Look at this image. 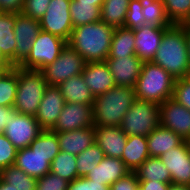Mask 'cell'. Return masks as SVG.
<instances>
[{
  "label": "cell",
  "mask_w": 190,
  "mask_h": 190,
  "mask_svg": "<svg viewBox=\"0 0 190 190\" xmlns=\"http://www.w3.org/2000/svg\"><path fill=\"white\" fill-rule=\"evenodd\" d=\"M129 172L131 171L120 158L105 156L85 177L89 180L111 186Z\"/></svg>",
  "instance_id": "cell-20"
},
{
  "label": "cell",
  "mask_w": 190,
  "mask_h": 190,
  "mask_svg": "<svg viewBox=\"0 0 190 190\" xmlns=\"http://www.w3.org/2000/svg\"><path fill=\"white\" fill-rule=\"evenodd\" d=\"M104 157V152L96 143H93L83 152L79 153L76 156L78 177H85L89 174V172L95 168V166H97V164H99Z\"/></svg>",
  "instance_id": "cell-34"
},
{
  "label": "cell",
  "mask_w": 190,
  "mask_h": 190,
  "mask_svg": "<svg viewBox=\"0 0 190 190\" xmlns=\"http://www.w3.org/2000/svg\"><path fill=\"white\" fill-rule=\"evenodd\" d=\"M40 30L39 20H35L23 13H16V24L14 27L16 40L15 67L19 66L27 58Z\"/></svg>",
  "instance_id": "cell-13"
},
{
  "label": "cell",
  "mask_w": 190,
  "mask_h": 190,
  "mask_svg": "<svg viewBox=\"0 0 190 190\" xmlns=\"http://www.w3.org/2000/svg\"><path fill=\"white\" fill-rule=\"evenodd\" d=\"M17 90V67L9 69L0 78V106L13 107Z\"/></svg>",
  "instance_id": "cell-36"
},
{
  "label": "cell",
  "mask_w": 190,
  "mask_h": 190,
  "mask_svg": "<svg viewBox=\"0 0 190 190\" xmlns=\"http://www.w3.org/2000/svg\"><path fill=\"white\" fill-rule=\"evenodd\" d=\"M160 159L169 170L172 183L190 185V148L189 141L171 148Z\"/></svg>",
  "instance_id": "cell-14"
},
{
  "label": "cell",
  "mask_w": 190,
  "mask_h": 190,
  "mask_svg": "<svg viewBox=\"0 0 190 190\" xmlns=\"http://www.w3.org/2000/svg\"><path fill=\"white\" fill-rule=\"evenodd\" d=\"M51 0H24L21 13L35 20H40L46 13Z\"/></svg>",
  "instance_id": "cell-41"
},
{
  "label": "cell",
  "mask_w": 190,
  "mask_h": 190,
  "mask_svg": "<svg viewBox=\"0 0 190 190\" xmlns=\"http://www.w3.org/2000/svg\"><path fill=\"white\" fill-rule=\"evenodd\" d=\"M0 190H15V189L12 188L9 183L4 182V181L0 178Z\"/></svg>",
  "instance_id": "cell-50"
},
{
  "label": "cell",
  "mask_w": 190,
  "mask_h": 190,
  "mask_svg": "<svg viewBox=\"0 0 190 190\" xmlns=\"http://www.w3.org/2000/svg\"><path fill=\"white\" fill-rule=\"evenodd\" d=\"M182 25L183 26H190V15L188 16L187 20Z\"/></svg>",
  "instance_id": "cell-54"
},
{
  "label": "cell",
  "mask_w": 190,
  "mask_h": 190,
  "mask_svg": "<svg viewBox=\"0 0 190 190\" xmlns=\"http://www.w3.org/2000/svg\"><path fill=\"white\" fill-rule=\"evenodd\" d=\"M42 130L34 116L16 112L6 121L3 134L20 150L29 147Z\"/></svg>",
  "instance_id": "cell-10"
},
{
  "label": "cell",
  "mask_w": 190,
  "mask_h": 190,
  "mask_svg": "<svg viewBox=\"0 0 190 190\" xmlns=\"http://www.w3.org/2000/svg\"><path fill=\"white\" fill-rule=\"evenodd\" d=\"M146 139L148 153L151 157H161L165 152L185 141L178 134L161 125L155 128Z\"/></svg>",
  "instance_id": "cell-23"
},
{
  "label": "cell",
  "mask_w": 190,
  "mask_h": 190,
  "mask_svg": "<svg viewBox=\"0 0 190 190\" xmlns=\"http://www.w3.org/2000/svg\"><path fill=\"white\" fill-rule=\"evenodd\" d=\"M0 178L15 190H36L37 178L27 175L15 164L2 169Z\"/></svg>",
  "instance_id": "cell-31"
},
{
  "label": "cell",
  "mask_w": 190,
  "mask_h": 190,
  "mask_svg": "<svg viewBox=\"0 0 190 190\" xmlns=\"http://www.w3.org/2000/svg\"><path fill=\"white\" fill-rule=\"evenodd\" d=\"M129 0H104L101 21L113 28L124 27Z\"/></svg>",
  "instance_id": "cell-30"
},
{
  "label": "cell",
  "mask_w": 190,
  "mask_h": 190,
  "mask_svg": "<svg viewBox=\"0 0 190 190\" xmlns=\"http://www.w3.org/2000/svg\"><path fill=\"white\" fill-rule=\"evenodd\" d=\"M15 165L35 178L43 177L51 169L49 157L34 152L30 147L17 150Z\"/></svg>",
  "instance_id": "cell-22"
},
{
  "label": "cell",
  "mask_w": 190,
  "mask_h": 190,
  "mask_svg": "<svg viewBox=\"0 0 190 190\" xmlns=\"http://www.w3.org/2000/svg\"><path fill=\"white\" fill-rule=\"evenodd\" d=\"M65 100L58 86L48 85L36 112V120L43 130L52 129L56 124Z\"/></svg>",
  "instance_id": "cell-16"
},
{
  "label": "cell",
  "mask_w": 190,
  "mask_h": 190,
  "mask_svg": "<svg viewBox=\"0 0 190 190\" xmlns=\"http://www.w3.org/2000/svg\"><path fill=\"white\" fill-rule=\"evenodd\" d=\"M185 80H187L190 83V70L188 71L187 75L184 78Z\"/></svg>",
  "instance_id": "cell-55"
},
{
  "label": "cell",
  "mask_w": 190,
  "mask_h": 190,
  "mask_svg": "<svg viewBox=\"0 0 190 190\" xmlns=\"http://www.w3.org/2000/svg\"><path fill=\"white\" fill-rule=\"evenodd\" d=\"M0 68H13L10 61L2 54L0 49Z\"/></svg>",
  "instance_id": "cell-48"
},
{
  "label": "cell",
  "mask_w": 190,
  "mask_h": 190,
  "mask_svg": "<svg viewBox=\"0 0 190 190\" xmlns=\"http://www.w3.org/2000/svg\"><path fill=\"white\" fill-rule=\"evenodd\" d=\"M15 24L16 13L0 12V49L13 67H15L16 48L14 37Z\"/></svg>",
  "instance_id": "cell-26"
},
{
  "label": "cell",
  "mask_w": 190,
  "mask_h": 190,
  "mask_svg": "<svg viewBox=\"0 0 190 190\" xmlns=\"http://www.w3.org/2000/svg\"><path fill=\"white\" fill-rule=\"evenodd\" d=\"M76 1H87V2H96V5L102 7L104 0H76Z\"/></svg>",
  "instance_id": "cell-52"
},
{
  "label": "cell",
  "mask_w": 190,
  "mask_h": 190,
  "mask_svg": "<svg viewBox=\"0 0 190 190\" xmlns=\"http://www.w3.org/2000/svg\"><path fill=\"white\" fill-rule=\"evenodd\" d=\"M143 6L140 0H129L128 11L124 27L135 29L145 24L144 15L141 12Z\"/></svg>",
  "instance_id": "cell-38"
},
{
  "label": "cell",
  "mask_w": 190,
  "mask_h": 190,
  "mask_svg": "<svg viewBox=\"0 0 190 190\" xmlns=\"http://www.w3.org/2000/svg\"><path fill=\"white\" fill-rule=\"evenodd\" d=\"M85 64L83 57L66 44L58 58L40 71L43 73L48 85L57 86L72 76L80 75Z\"/></svg>",
  "instance_id": "cell-8"
},
{
  "label": "cell",
  "mask_w": 190,
  "mask_h": 190,
  "mask_svg": "<svg viewBox=\"0 0 190 190\" xmlns=\"http://www.w3.org/2000/svg\"><path fill=\"white\" fill-rule=\"evenodd\" d=\"M47 86L40 70L17 66V90L13 108L17 113L35 117Z\"/></svg>",
  "instance_id": "cell-5"
},
{
  "label": "cell",
  "mask_w": 190,
  "mask_h": 190,
  "mask_svg": "<svg viewBox=\"0 0 190 190\" xmlns=\"http://www.w3.org/2000/svg\"><path fill=\"white\" fill-rule=\"evenodd\" d=\"M160 125L190 142V110L169 98L159 104Z\"/></svg>",
  "instance_id": "cell-11"
},
{
  "label": "cell",
  "mask_w": 190,
  "mask_h": 190,
  "mask_svg": "<svg viewBox=\"0 0 190 190\" xmlns=\"http://www.w3.org/2000/svg\"><path fill=\"white\" fill-rule=\"evenodd\" d=\"M186 37H187V45H188V53H189V62H190V26H186Z\"/></svg>",
  "instance_id": "cell-51"
},
{
  "label": "cell",
  "mask_w": 190,
  "mask_h": 190,
  "mask_svg": "<svg viewBox=\"0 0 190 190\" xmlns=\"http://www.w3.org/2000/svg\"><path fill=\"white\" fill-rule=\"evenodd\" d=\"M160 125L159 104L136 99L124 115L120 128L130 135L148 136Z\"/></svg>",
  "instance_id": "cell-6"
},
{
  "label": "cell",
  "mask_w": 190,
  "mask_h": 190,
  "mask_svg": "<svg viewBox=\"0 0 190 190\" xmlns=\"http://www.w3.org/2000/svg\"><path fill=\"white\" fill-rule=\"evenodd\" d=\"M24 0H0V12L21 13Z\"/></svg>",
  "instance_id": "cell-45"
},
{
  "label": "cell",
  "mask_w": 190,
  "mask_h": 190,
  "mask_svg": "<svg viewBox=\"0 0 190 190\" xmlns=\"http://www.w3.org/2000/svg\"><path fill=\"white\" fill-rule=\"evenodd\" d=\"M67 190H110V186L89 180L86 177H78L69 182Z\"/></svg>",
  "instance_id": "cell-43"
},
{
  "label": "cell",
  "mask_w": 190,
  "mask_h": 190,
  "mask_svg": "<svg viewBox=\"0 0 190 190\" xmlns=\"http://www.w3.org/2000/svg\"><path fill=\"white\" fill-rule=\"evenodd\" d=\"M106 63L116 86L134 88L140 76L144 61L137 55L107 58Z\"/></svg>",
  "instance_id": "cell-15"
},
{
  "label": "cell",
  "mask_w": 190,
  "mask_h": 190,
  "mask_svg": "<svg viewBox=\"0 0 190 190\" xmlns=\"http://www.w3.org/2000/svg\"><path fill=\"white\" fill-rule=\"evenodd\" d=\"M29 147L34 152L49 157L50 163H52L54 157L60 152L57 133L51 129L42 130Z\"/></svg>",
  "instance_id": "cell-32"
},
{
  "label": "cell",
  "mask_w": 190,
  "mask_h": 190,
  "mask_svg": "<svg viewBox=\"0 0 190 190\" xmlns=\"http://www.w3.org/2000/svg\"><path fill=\"white\" fill-rule=\"evenodd\" d=\"M135 35L133 29L115 28L110 45L108 58H119L136 55Z\"/></svg>",
  "instance_id": "cell-27"
},
{
  "label": "cell",
  "mask_w": 190,
  "mask_h": 190,
  "mask_svg": "<svg viewBox=\"0 0 190 190\" xmlns=\"http://www.w3.org/2000/svg\"><path fill=\"white\" fill-rule=\"evenodd\" d=\"M135 190H142L139 186Z\"/></svg>",
  "instance_id": "cell-56"
},
{
  "label": "cell",
  "mask_w": 190,
  "mask_h": 190,
  "mask_svg": "<svg viewBox=\"0 0 190 190\" xmlns=\"http://www.w3.org/2000/svg\"><path fill=\"white\" fill-rule=\"evenodd\" d=\"M81 74L94 97L116 86L106 61L86 63Z\"/></svg>",
  "instance_id": "cell-18"
},
{
  "label": "cell",
  "mask_w": 190,
  "mask_h": 190,
  "mask_svg": "<svg viewBox=\"0 0 190 190\" xmlns=\"http://www.w3.org/2000/svg\"><path fill=\"white\" fill-rule=\"evenodd\" d=\"M94 126L93 105L83 103H65L53 132H65Z\"/></svg>",
  "instance_id": "cell-12"
},
{
  "label": "cell",
  "mask_w": 190,
  "mask_h": 190,
  "mask_svg": "<svg viewBox=\"0 0 190 190\" xmlns=\"http://www.w3.org/2000/svg\"><path fill=\"white\" fill-rule=\"evenodd\" d=\"M143 6L145 24L155 26H171V22L166 16L162 0H140Z\"/></svg>",
  "instance_id": "cell-35"
},
{
  "label": "cell",
  "mask_w": 190,
  "mask_h": 190,
  "mask_svg": "<svg viewBox=\"0 0 190 190\" xmlns=\"http://www.w3.org/2000/svg\"><path fill=\"white\" fill-rule=\"evenodd\" d=\"M134 172L138 180H156L162 183H172L170 172L160 157H148Z\"/></svg>",
  "instance_id": "cell-29"
},
{
  "label": "cell",
  "mask_w": 190,
  "mask_h": 190,
  "mask_svg": "<svg viewBox=\"0 0 190 190\" xmlns=\"http://www.w3.org/2000/svg\"><path fill=\"white\" fill-rule=\"evenodd\" d=\"M168 190H190V185L170 183V187Z\"/></svg>",
  "instance_id": "cell-49"
},
{
  "label": "cell",
  "mask_w": 190,
  "mask_h": 190,
  "mask_svg": "<svg viewBox=\"0 0 190 190\" xmlns=\"http://www.w3.org/2000/svg\"><path fill=\"white\" fill-rule=\"evenodd\" d=\"M95 143L107 157H122L127 134L119 126H94Z\"/></svg>",
  "instance_id": "cell-19"
},
{
  "label": "cell",
  "mask_w": 190,
  "mask_h": 190,
  "mask_svg": "<svg viewBox=\"0 0 190 190\" xmlns=\"http://www.w3.org/2000/svg\"><path fill=\"white\" fill-rule=\"evenodd\" d=\"M11 68H0V78Z\"/></svg>",
  "instance_id": "cell-53"
},
{
  "label": "cell",
  "mask_w": 190,
  "mask_h": 190,
  "mask_svg": "<svg viewBox=\"0 0 190 190\" xmlns=\"http://www.w3.org/2000/svg\"><path fill=\"white\" fill-rule=\"evenodd\" d=\"M63 95L65 103H83L93 105L95 97L92 95L88 85L85 83L82 74L72 76L66 81L57 85Z\"/></svg>",
  "instance_id": "cell-24"
},
{
  "label": "cell",
  "mask_w": 190,
  "mask_h": 190,
  "mask_svg": "<svg viewBox=\"0 0 190 190\" xmlns=\"http://www.w3.org/2000/svg\"><path fill=\"white\" fill-rule=\"evenodd\" d=\"M16 153L15 146L3 133H0V171L9 165L15 164Z\"/></svg>",
  "instance_id": "cell-39"
},
{
  "label": "cell",
  "mask_w": 190,
  "mask_h": 190,
  "mask_svg": "<svg viewBox=\"0 0 190 190\" xmlns=\"http://www.w3.org/2000/svg\"><path fill=\"white\" fill-rule=\"evenodd\" d=\"M152 62L175 79L185 78L190 70L186 26L172 24L165 30Z\"/></svg>",
  "instance_id": "cell-1"
},
{
  "label": "cell",
  "mask_w": 190,
  "mask_h": 190,
  "mask_svg": "<svg viewBox=\"0 0 190 190\" xmlns=\"http://www.w3.org/2000/svg\"><path fill=\"white\" fill-rule=\"evenodd\" d=\"M71 0H51L46 13L39 20L40 28L68 42L73 25L69 11Z\"/></svg>",
  "instance_id": "cell-9"
},
{
  "label": "cell",
  "mask_w": 190,
  "mask_h": 190,
  "mask_svg": "<svg viewBox=\"0 0 190 190\" xmlns=\"http://www.w3.org/2000/svg\"><path fill=\"white\" fill-rule=\"evenodd\" d=\"M172 98L190 110V83L184 78L176 79Z\"/></svg>",
  "instance_id": "cell-42"
},
{
  "label": "cell",
  "mask_w": 190,
  "mask_h": 190,
  "mask_svg": "<svg viewBox=\"0 0 190 190\" xmlns=\"http://www.w3.org/2000/svg\"><path fill=\"white\" fill-rule=\"evenodd\" d=\"M67 42L49 32L40 30L27 58L18 66L23 69L41 70L53 63Z\"/></svg>",
  "instance_id": "cell-7"
},
{
  "label": "cell",
  "mask_w": 190,
  "mask_h": 190,
  "mask_svg": "<svg viewBox=\"0 0 190 190\" xmlns=\"http://www.w3.org/2000/svg\"><path fill=\"white\" fill-rule=\"evenodd\" d=\"M69 11L74 28L101 20V7L96 2L71 0Z\"/></svg>",
  "instance_id": "cell-28"
},
{
  "label": "cell",
  "mask_w": 190,
  "mask_h": 190,
  "mask_svg": "<svg viewBox=\"0 0 190 190\" xmlns=\"http://www.w3.org/2000/svg\"><path fill=\"white\" fill-rule=\"evenodd\" d=\"M16 113L13 107L0 106V133H3L6 121Z\"/></svg>",
  "instance_id": "cell-47"
},
{
  "label": "cell",
  "mask_w": 190,
  "mask_h": 190,
  "mask_svg": "<svg viewBox=\"0 0 190 190\" xmlns=\"http://www.w3.org/2000/svg\"><path fill=\"white\" fill-rule=\"evenodd\" d=\"M148 157L150 155L146 136L137 134L128 136L121 157L126 167L134 172Z\"/></svg>",
  "instance_id": "cell-25"
},
{
  "label": "cell",
  "mask_w": 190,
  "mask_h": 190,
  "mask_svg": "<svg viewBox=\"0 0 190 190\" xmlns=\"http://www.w3.org/2000/svg\"><path fill=\"white\" fill-rule=\"evenodd\" d=\"M76 155L60 151L51 163L50 172L71 182L78 178Z\"/></svg>",
  "instance_id": "cell-33"
},
{
  "label": "cell",
  "mask_w": 190,
  "mask_h": 190,
  "mask_svg": "<svg viewBox=\"0 0 190 190\" xmlns=\"http://www.w3.org/2000/svg\"><path fill=\"white\" fill-rule=\"evenodd\" d=\"M171 24L182 25L190 15V0H162Z\"/></svg>",
  "instance_id": "cell-37"
},
{
  "label": "cell",
  "mask_w": 190,
  "mask_h": 190,
  "mask_svg": "<svg viewBox=\"0 0 190 190\" xmlns=\"http://www.w3.org/2000/svg\"><path fill=\"white\" fill-rule=\"evenodd\" d=\"M170 26L144 24L133 29L135 35V52L143 61H152L160 46L165 30Z\"/></svg>",
  "instance_id": "cell-17"
},
{
  "label": "cell",
  "mask_w": 190,
  "mask_h": 190,
  "mask_svg": "<svg viewBox=\"0 0 190 190\" xmlns=\"http://www.w3.org/2000/svg\"><path fill=\"white\" fill-rule=\"evenodd\" d=\"M139 180L135 172H129L110 186V190H135Z\"/></svg>",
  "instance_id": "cell-44"
},
{
  "label": "cell",
  "mask_w": 190,
  "mask_h": 190,
  "mask_svg": "<svg viewBox=\"0 0 190 190\" xmlns=\"http://www.w3.org/2000/svg\"><path fill=\"white\" fill-rule=\"evenodd\" d=\"M115 28L103 21L73 28L67 44L88 62L106 61Z\"/></svg>",
  "instance_id": "cell-2"
},
{
  "label": "cell",
  "mask_w": 190,
  "mask_h": 190,
  "mask_svg": "<svg viewBox=\"0 0 190 190\" xmlns=\"http://www.w3.org/2000/svg\"><path fill=\"white\" fill-rule=\"evenodd\" d=\"M69 181L49 172L37 178L36 190H67Z\"/></svg>",
  "instance_id": "cell-40"
},
{
  "label": "cell",
  "mask_w": 190,
  "mask_h": 190,
  "mask_svg": "<svg viewBox=\"0 0 190 190\" xmlns=\"http://www.w3.org/2000/svg\"><path fill=\"white\" fill-rule=\"evenodd\" d=\"M139 187L142 190H168L170 183H162L156 180H139Z\"/></svg>",
  "instance_id": "cell-46"
},
{
  "label": "cell",
  "mask_w": 190,
  "mask_h": 190,
  "mask_svg": "<svg viewBox=\"0 0 190 190\" xmlns=\"http://www.w3.org/2000/svg\"><path fill=\"white\" fill-rule=\"evenodd\" d=\"M175 80L161 66L144 61L134 87L136 99L162 104L173 96Z\"/></svg>",
  "instance_id": "cell-4"
},
{
  "label": "cell",
  "mask_w": 190,
  "mask_h": 190,
  "mask_svg": "<svg viewBox=\"0 0 190 190\" xmlns=\"http://www.w3.org/2000/svg\"><path fill=\"white\" fill-rule=\"evenodd\" d=\"M135 100L134 88L124 86H115L95 97L94 126H120L124 115Z\"/></svg>",
  "instance_id": "cell-3"
},
{
  "label": "cell",
  "mask_w": 190,
  "mask_h": 190,
  "mask_svg": "<svg viewBox=\"0 0 190 190\" xmlns=\"http://www.w3.org/2000/svg\"><path fill=\"white\" fill-rule=\"evenodd\" d=\"M57 136L60 151L77 156L95 143V127L91 126L71 131L58 132Z\"/></svg>",
  "instance_id": "cell-21"
}]
</instances>
